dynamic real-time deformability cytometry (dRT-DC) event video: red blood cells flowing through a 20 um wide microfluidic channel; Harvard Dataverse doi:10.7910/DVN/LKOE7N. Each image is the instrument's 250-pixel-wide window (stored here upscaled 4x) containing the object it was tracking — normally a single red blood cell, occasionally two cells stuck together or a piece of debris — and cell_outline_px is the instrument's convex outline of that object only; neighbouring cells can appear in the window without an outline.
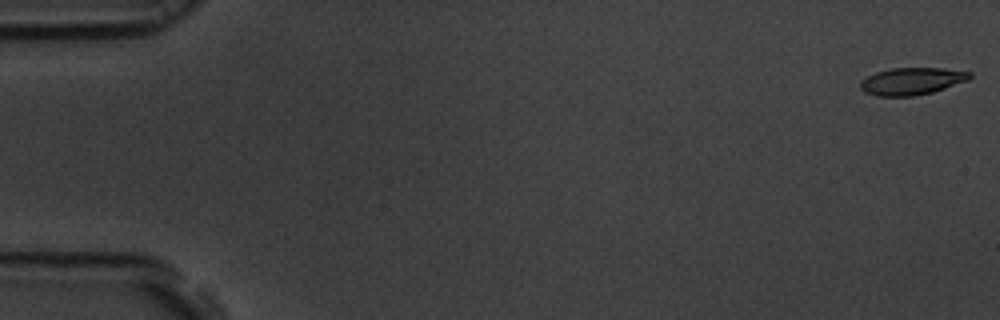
{"species": "common noctule bat (a hibernating species)", "species_latin": "Nyctalus noctula", "temperature_condition": "room temperature", "stored_images_in_passage": 56, "camera_frame_rate_fps": 3000, "um_per_image_px": 0.085, "animal": {"sex": "male", "body_mass_g": 19.5, "forearm_length_mm": 54.6}, "frame": {"image": 1, "passage_image": 1, "time_ms": 0.0, "image_size_px": [1000, 320], "cell_outline_px": [[972, 76], [968, 80], [932, 92], [912, 96], [876, 96], [864, 92], [860, 88], [860, 80], [876, 72], [888, 68], [940, 68], [972, 72]], "centroid_in_image_um": [77.47, 6.9], "position_along_channel_um": 7.5, "area_um2": 17.34}}
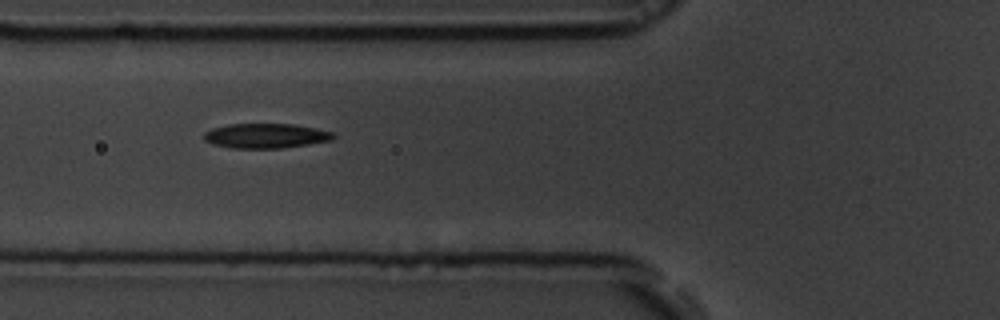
{"frame": {"image": 2, "passage_image": 21, "time_ms": 6.667, "image_size_px": [1000, 320], "cell_outline_px": [[336, 136], [332, 140], [308, 144], [280, 148], [232, 148], [212, 144], [204, 140], [204, 132], [212, 128], [228, 124], [296, 124], [316, 128], [332, 132]], "centroid_in_image_um": [22.58, 11.54], "position_along_channel_um": 103.2, "area_um2": 18.67}}
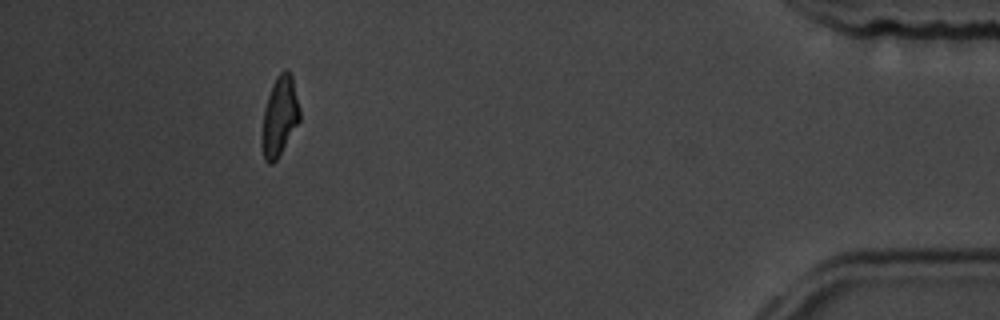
{"frame": {"image": 3, "passage_image": 51, "time_ms": 16.667, "image_size_px": [1000, 320], "cell_outline_px": [[300, 120], [276, 160], [272, 164], [268, 164], [264, 160], [260, 144], [260, 136], [264, 108], [272, 84], [276, 76], [284, 68], [288, 68], [292, 76], [300, 108]], "centroid_in_image_um": [23.74, 9.88], "position_along_channel_um": 411.5, "area_um2": 17.86}, "authors_computed_cell_mechanics": {"area_um2": 18.2359, "velocity_mm_per_s": 3.6815, "shape_relaxation_time_tau1_ms": 4.3132, "shape_relaxation_time_tau2_ms": 3.7002, "deformation_change_tau1": 0.1619, "deformation_change_tau2": 0.1109}}